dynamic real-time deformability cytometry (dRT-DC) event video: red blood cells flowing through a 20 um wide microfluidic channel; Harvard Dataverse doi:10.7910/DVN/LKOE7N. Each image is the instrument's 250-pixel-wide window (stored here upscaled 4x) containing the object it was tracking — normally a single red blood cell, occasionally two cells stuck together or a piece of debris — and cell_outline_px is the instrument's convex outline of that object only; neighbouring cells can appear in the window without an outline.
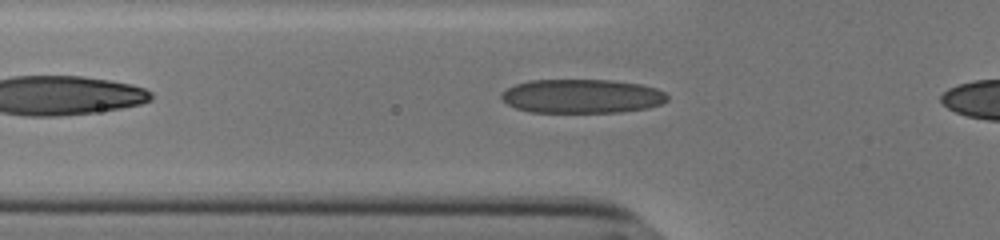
{"species": "human", "species_latin": "Homo sapiens", "temperature_condition": "cold", "stored_images_in_passage": 33, "camera_frame_rate_fps": 3000, "um_per_image_px": 0.085, "donor": {"sex": "male"}, "frame": {"image": 1, "passage_image": 5, "time_ms": 1.333, "image_size_px": [1000, 240], "cell_outline_px": [[668, 100], [660, 104], [648, 108], [620, 112], [532, 112], [516, 108], [508, 104], [500, 96], [500, 92], [516, 84], [528, 80], [612, 80], [640, 84], [656, 88], [664, 92], [668, 96]], "centroid_in_image_um": [49.46, 8.17], "position_along_channel_um": 76.3, "area_um2": 32.89}}
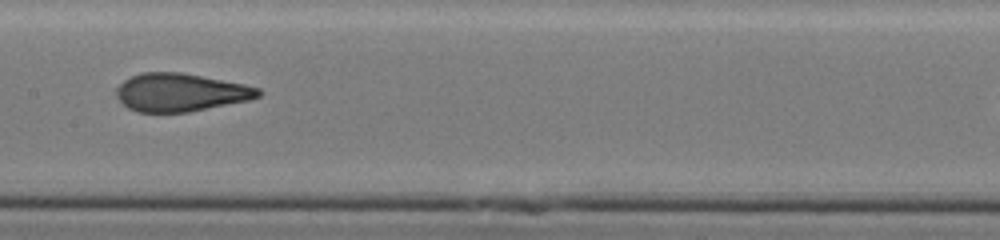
{"frame": {"image": 2, "passage_image": 14, "time_ms": 4.333, "image_size_px": [1000, 240], "cell_outline_px": [[264, 92], [260, 96], [248, 100], [188, 112], [136, 112], [128, 108], [120, 100], [116, 92], [120, 84], [124, 80], [132, 76], [144, 72], [180, 72], [244, 84], [260, 88]], "centroid_in_image_um": [15.36, 7.85], "position_along_channel_um": 192.0, "area_um2": 31.21}}
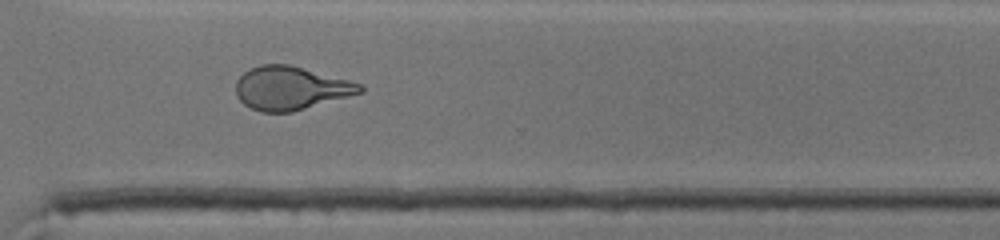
{"frame": {"image": 3, "passage_image": 26, "time_ms": 8.333, "image_size_px": [1000, 240], "cell_outline_px": [[364, 92], [292, 112], [260, 112], [244, 104], [236, 96], [236, 80], [244, 72], [260, 64], [288, 64], [348, 80], [360, 84], [364, 88]], "centroid_in_image_um": [24.69, 7.5], "position_along_channel_um": 345.9, "area_um2": 31.21}}